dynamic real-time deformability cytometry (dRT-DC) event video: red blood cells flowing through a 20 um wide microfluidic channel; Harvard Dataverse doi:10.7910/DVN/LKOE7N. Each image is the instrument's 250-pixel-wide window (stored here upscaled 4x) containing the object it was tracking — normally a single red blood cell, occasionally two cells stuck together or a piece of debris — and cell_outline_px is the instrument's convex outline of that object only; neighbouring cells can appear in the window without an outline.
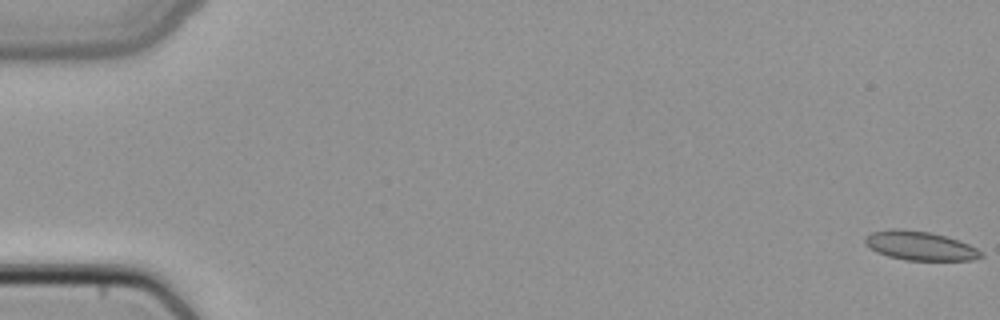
{"species": "common noctule bat (a hibernating species)", "species_latin": "Nyctalus noctula", "temperature_condition": "cold", "stored_images_in_passage": 7, "camera_frame_rate_fps": 3000, "um_per_image_px": 0.085, "animal": {"sex": "female", "body_mass_g": 22.7, "forearm_length_mm": 54.2}, "frame": {"image": 1, "passage_image": 1, "time_ms": 0.0, "image_size_px": [1000, 320], "cell_outline_px": [[984, 256], [972, 260], [904, 260], [888, 256], [876, 252], [864, 244], [864, 236], [872, 232], [888, 228], [896, 228], [928, 232], [944, 236], [968, 244], [984, 252]], "centroid_in_image_um": [78.15, 20.89], "position_along_channel_um": 6.8, "area_um2": 19.65}}
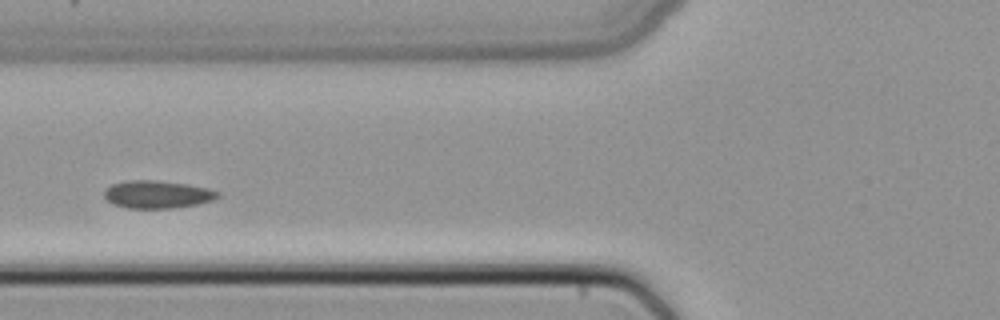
{"frame": {"image": 2, "passage_image": 7, "time_ms": 2.0, "image_size_px": [1000, 320], "cell_outline_px": [[220, 196], [212, 200], [196, 204], [172, 208], [128, 208], [112, 204], [104, 196], [104, 188], [112, 184], [128, 180], [156, 180], [188, 184], [208, 188], [220, 192]], "centroid_in_image_um": [13.35, 16.51], "position_along_channel_um": 112.4, "area_um2": 18.38}}